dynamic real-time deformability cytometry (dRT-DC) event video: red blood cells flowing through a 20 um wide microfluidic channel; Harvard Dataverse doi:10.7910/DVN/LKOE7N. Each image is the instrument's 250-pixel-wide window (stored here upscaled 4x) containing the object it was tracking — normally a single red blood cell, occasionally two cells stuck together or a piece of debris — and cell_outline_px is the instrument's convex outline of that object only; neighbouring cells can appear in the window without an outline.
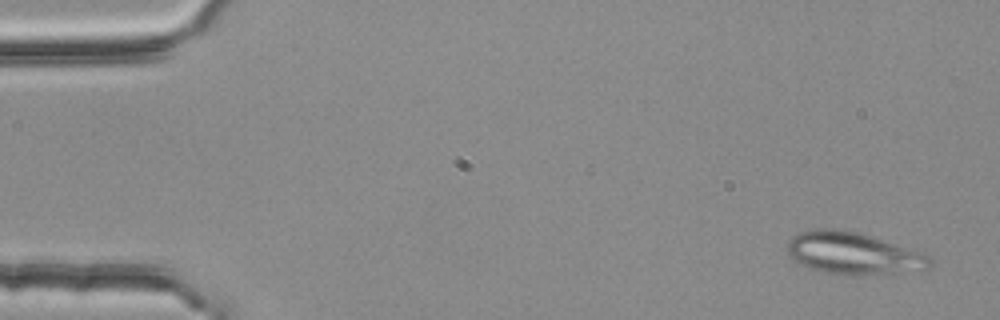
{"species": "common noctule bat (a hibernating species)", "species_latin": "Nyctalus noctula", "temperature_condition": "room temperature", "stored_images_in_passage": 4, "camera_frame_rate_fps": 3000, "um_per_image_px": 0.085, "animal": {"sex": "female", "body_mass_g": 25.1}, "frame": {"image": 1, "passage_image": 1, "time_ms": 0.0, "image_size_px": [1000, 320], "cell_outline_px": [[932, 264], [928, 268], [896, 276], [848, 276], [828, 272], [812, 268], [800, 264], [788, 256], [788, 240], [792, 236], [800, 232], [820, 228], [836, 228], [856, 232], [912, 248], [924, 252], [932, 260]], "centroid_in_image_um": [72.61, 21.57], "position_along_channel_um": 12.4, "area_um2": 35.89}}